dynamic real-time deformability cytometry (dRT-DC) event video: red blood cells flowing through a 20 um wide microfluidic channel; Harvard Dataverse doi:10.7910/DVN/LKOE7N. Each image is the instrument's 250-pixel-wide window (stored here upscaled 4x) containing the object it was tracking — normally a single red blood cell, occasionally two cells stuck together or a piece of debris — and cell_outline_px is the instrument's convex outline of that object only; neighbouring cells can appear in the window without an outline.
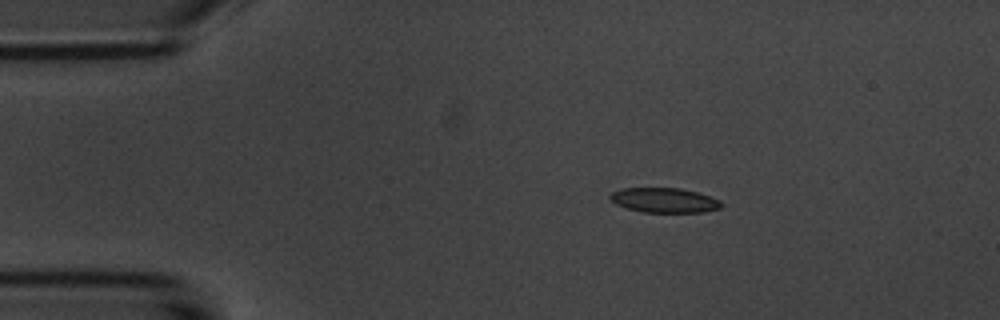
{"species": "common noctule bat (a hibernating species)", "species_latin": "Nyctalus noctula", "temperature_condition": "room temperature", "stored_images_in_passage": 4, "camera_frame_rate_fps": 3000, "um_per_image_px": 0.085, "animal": {"sex": "male", "body_mass_g": 20.1, "forearm_length_mm": 53.5}, "frame": {"image": 1, "passage_image": 2, "time_ms": 1.0, "image_size_px": [1000, 320], "cell_outline_px": [[724, 204], [720, 208], [704, 212], [644, 212], [624, 208], [616, 204], [608, 196], [612, 192], [620, 188], [680, 188], [696, 192], [720, 200]], "centroid_in_image_um": [56.45, 17.02], "position_along_channel_um": 28.6, "area_um2": 16.07}}
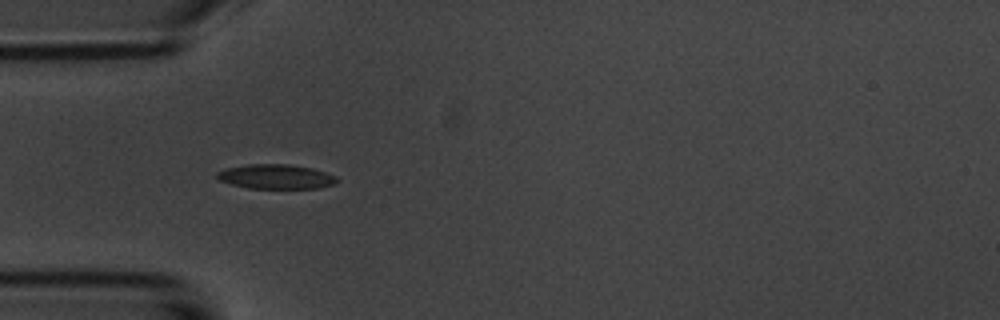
{"frame": {"image": 2, "passage_image": 4, "time_ms": 3.333, "image_size_px": [1000, 320], "cell_outline_px": [[340, 180], [332, 184], [316, 188], [248, 188], [232, 184], [220, 180], [216, 176], [216, 172], [228, 168], [248, 164], [288, 164], [312, 168], [336, 176]], "centroid_in_image_um": [23.45, 15.01], "position_along_channel_um": 61.5, "area_um2": 16.94}}